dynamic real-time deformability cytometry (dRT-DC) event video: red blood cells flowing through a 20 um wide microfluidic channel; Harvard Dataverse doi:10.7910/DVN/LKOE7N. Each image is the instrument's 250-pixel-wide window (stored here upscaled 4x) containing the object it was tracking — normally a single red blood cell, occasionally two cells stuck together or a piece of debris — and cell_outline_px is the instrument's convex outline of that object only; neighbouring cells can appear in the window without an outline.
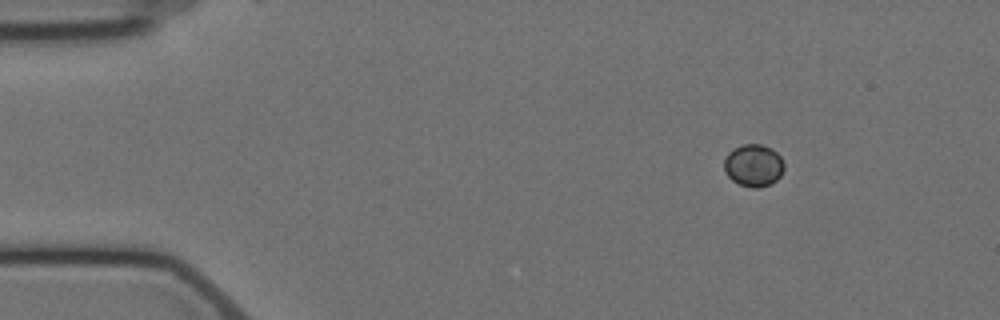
{"species": "Egyptian fruit bat (a non-hibernating species)", "species_latin": "Rousettus aegyptiacus", "temperature_condition": "cold", "stored_images_in_passage": 3, "camera_frame_rate_fps": 3000, "um_per_image_px": 0.085, "animal": {"sex": "female"}, "frame": {"image": 1, "passage_image": 3, "time_ms": 5.667, "image_size_px": [1000, 320], "cell_outline_px": [[784, 168], [780, 176], [772, 184], [756, 188], [752, 188], [740, 184], [732, 180], [724, 172], [724, 160], [728, 152], [732, 148], [744, 144], [760, 144], [772, 148], [780, 156], [784, 164]], "centroid_in_image_um": [64.04, 14.05], "position_along_channel_um": 21.0, "area_um2": 14.91}}